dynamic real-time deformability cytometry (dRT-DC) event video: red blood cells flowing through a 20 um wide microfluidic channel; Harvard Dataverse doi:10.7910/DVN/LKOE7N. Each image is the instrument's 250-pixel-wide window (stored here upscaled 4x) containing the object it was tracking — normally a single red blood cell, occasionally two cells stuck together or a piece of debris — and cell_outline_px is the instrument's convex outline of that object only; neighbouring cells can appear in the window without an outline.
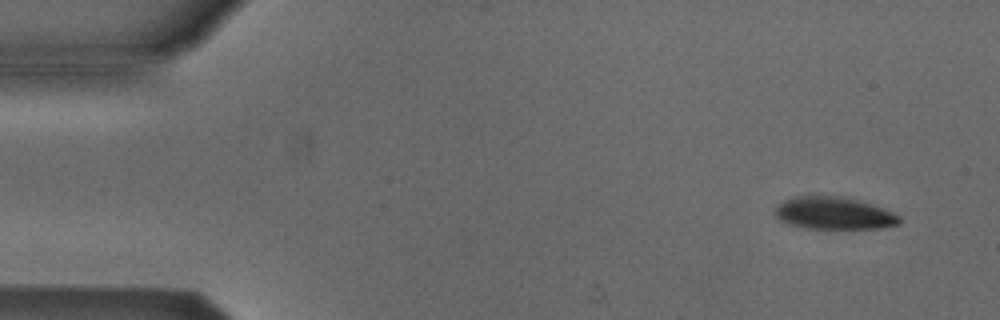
{"species": "Egyptian fruit bat (a non-hibernating species)", "species_latin": "Rousettus aegyptiacus", "temperature_condition": "cold", "stored_images_in_passage": 4, "camera_frame_rate_fps": 3000, "um_per_image_px": 0.085, "animal": {"sex": "male"}, "frame": {"image": 1, "passage_image": 1, "time_ms": 0.0, "image_size_px": [1000, 320], "cell_outline_px": [[900, 224], [880, 228], [804, 228], [788, 224], [780, 220], [776, 216], [776, 208], [784, 200], [796, 196], [836, 196], [856, 200], [872, 204], [884, 208], [900, 216]], "centroid_in_image_um": [70.89, 18.13], "position_along_channel_um": 14.1, "area_um2": 23.18}}
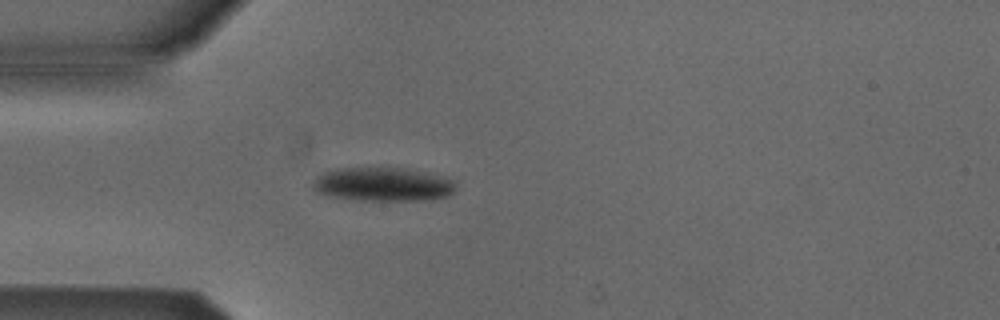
{"frame": {"image": 2, "passage_image": 4, "time_ms": 3.667, "image_size_px": [1000, 320], "cell_outline_px": [[456, 188], [448, 196], [432, 200], [356, 200], [328, 196], [316, 192], [312, 188], [312, 180], [316, 176], [324, 172], [336, 168], [404, 168], [428, 172], [444, 176], [452, 180], [456, 184]], "centroid_in_image_um": [32.53, 15.67], "position_along_channel_um": 52.5, "area_um2": 28.55}}